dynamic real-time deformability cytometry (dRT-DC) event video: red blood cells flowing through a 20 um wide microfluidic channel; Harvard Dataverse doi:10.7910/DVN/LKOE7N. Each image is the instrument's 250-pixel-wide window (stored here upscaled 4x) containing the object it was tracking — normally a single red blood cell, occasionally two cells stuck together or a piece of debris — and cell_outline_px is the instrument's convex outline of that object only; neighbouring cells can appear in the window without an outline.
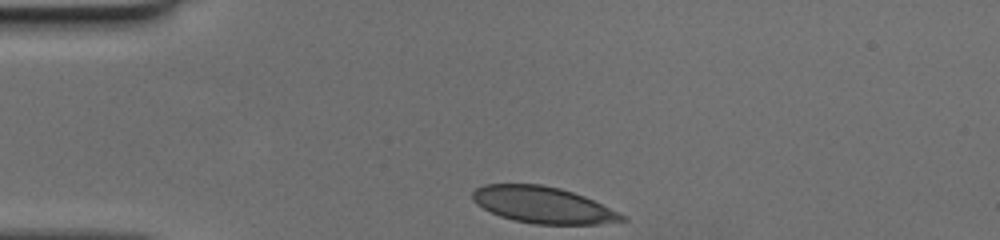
{"species": "human", "species_latin": "Homo sapiens", "temperature_condition": "cold", "stored_images_in_passage": 29, "camera_frame_rate_fps": 3000, "um_per_image_px": 0.085, "donor": {"sex": "female"}, "frame": {"image": 1, "passage_image": 1, "time_ms": 0.0, "image_size_px": [1000, 240], "cell_outline_px": [[628, 220], [600, 224], [532, 224], [512, 220], [500, 216], [476, 204], [472, 200], [472, 192], [476, 188], [484, 184], [540, 184], [560, 188], [584, 196], [628, 216]], "centroid_in_image_um": [46.16, 17.43], "position_along_channel_um": 38.8, "area_um2": 31.85}}
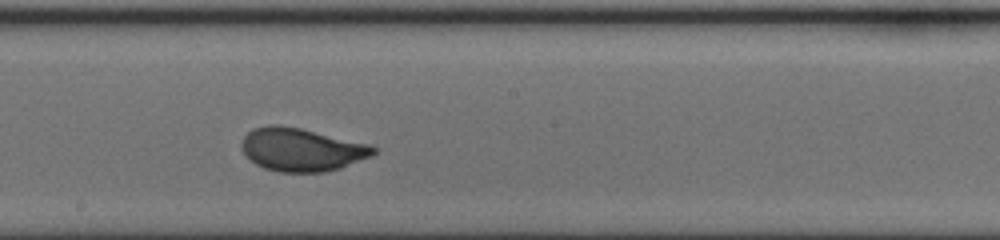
{"frame": {"image": 2, "passage_image": 17, "time_ms": 5.333, "image_size_px": [1000, 240], "cell_outline_px": [[380, 148], [372, 156], [340, 168], [324, 172], [280, 172], [264, 168], [256, 164], [240, 148], [240, 144], [244, 136], [252, 128], [268, 124], [276, 124], [300, 128], [372, 144]], "centroid_in_image_um": [25.66, 12.7], "position_along_channel_um": 222.5, "area_um2": 33.41}}
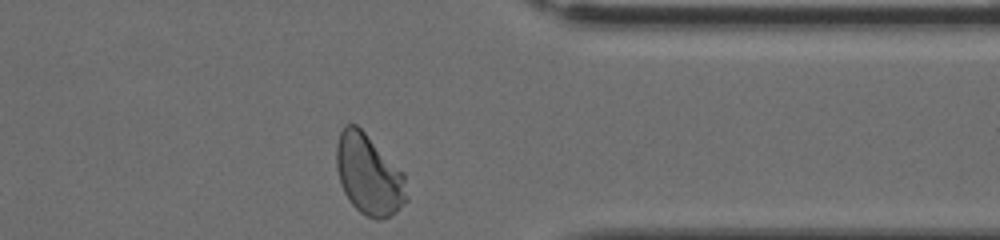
{"frame": {"image": 3, "passage_image": 29, "time_ms": 9.333, "image_size_px": [1000, 240], "cell_outline_px": [[408, 200], [396, 212], [384, 220], [376, 220], [360, 212], [348, 200], [340, 184], [336, 168], [336, 144], [340, 132], [344, 124], [356, 124], [404, 172], [408, 196]], "centroid_in_image_um": [31.35, 14.87], "position_along_channel_um": 380.0, "area_um2": 33.23}}